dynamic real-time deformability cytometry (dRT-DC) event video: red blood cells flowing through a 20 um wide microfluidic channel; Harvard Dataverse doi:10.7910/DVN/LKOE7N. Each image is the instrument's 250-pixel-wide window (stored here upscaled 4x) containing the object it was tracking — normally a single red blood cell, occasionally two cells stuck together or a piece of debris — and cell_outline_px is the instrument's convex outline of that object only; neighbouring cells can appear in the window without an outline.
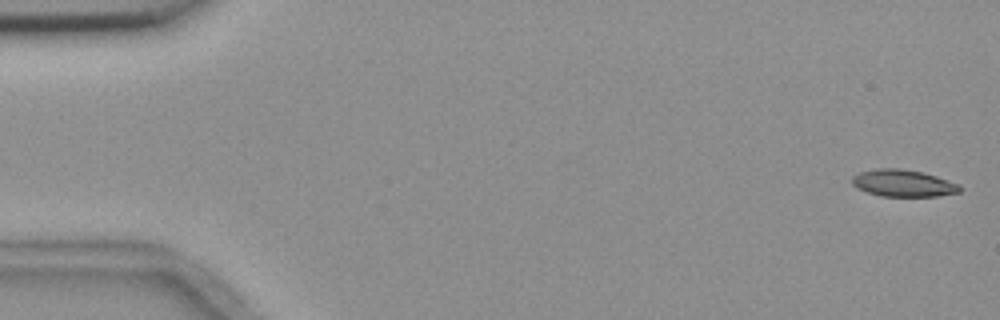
{"species": "common noctule bat (a hibernating species)", "species_latin": "Nyctalus noctula", "temperature_condition": "room temperature", "stored_images_in_passage": 5, "camera_frame_rate_fps": 3000, "um_per_image_px": 0.085, "animal": {"sex": "female", "body_mass_g": 18.4}, "frame": {"image": 1, "passage_image": 1, "time_ms": 0.0, "image_size_px": [1000, 320], "cell_outline_px": [[960, 192], [936, 196], [880, 196], [856, 188], [852, 184], [852, 176], [860, 172], [876, 168], [900, 168], [924, 172], [960, 184]], "centroid_in_image_um": [76.75, 15.56], "position_along_channel_um": 8.2, "area_um2": 16.99}}